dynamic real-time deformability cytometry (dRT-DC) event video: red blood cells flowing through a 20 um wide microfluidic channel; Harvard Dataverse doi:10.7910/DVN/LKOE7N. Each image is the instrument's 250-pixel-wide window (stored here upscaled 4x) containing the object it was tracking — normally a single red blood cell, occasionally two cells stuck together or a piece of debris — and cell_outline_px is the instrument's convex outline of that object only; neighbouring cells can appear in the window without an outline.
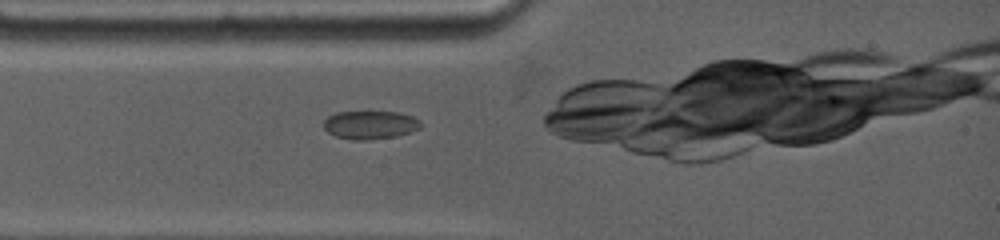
{"species": "common noctule bat (a hibernating species)", "species_latin": "Nyctalus noctula", "temperature_condition": "warm", "stored_images_in_passage": 26, "camera_frame_rate_fps": 4500, "um_per_image_px": 0.085, "animal": {"sex": "female", "body_mass_g": 19.0, "forearm_length_mm": 53.3}, "frame": {"image": 1, "passage_image": 1, "time_ms": 0.0, "image_size_px": [1000, 240], "cell_outline_px": [[424, 124], [420, 128], [396, 136], [368, 140], [352, 140], [336, 136], [328, 132], [324, 128], [324, 120], [328, 116], [336, 112], [396, 112], [412, 116], [420, 120]], "centroid_in_image_um": [31.47, 10.61], "position_along_channel_um": 53.5, "area_um2": 16.01}}
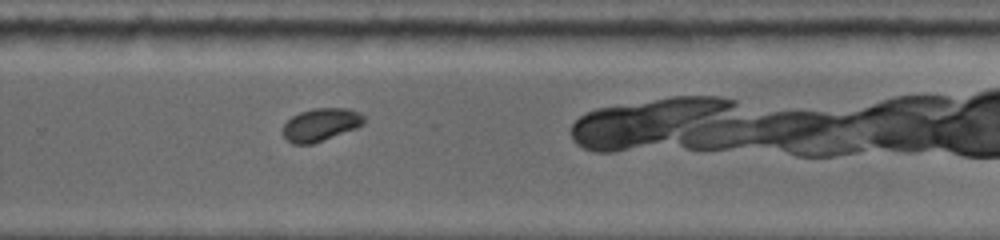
{"frame": {"image": 2, "passage_image": 15, "time_ms": 6.667, "image_size_px": [1000, 240], "cell_outline_px": [[364, 124], [356, 128], [312, 144], [292, 144], [284, 136], [284, 124], [292, 116], [300, 112], [316, 108], [348, 108], [360, 112], [364, 116]], "centroid_in_image_um": [27.29, 10.59], "position_along_channel_um": 302.5, "area_um2": 15.37}}
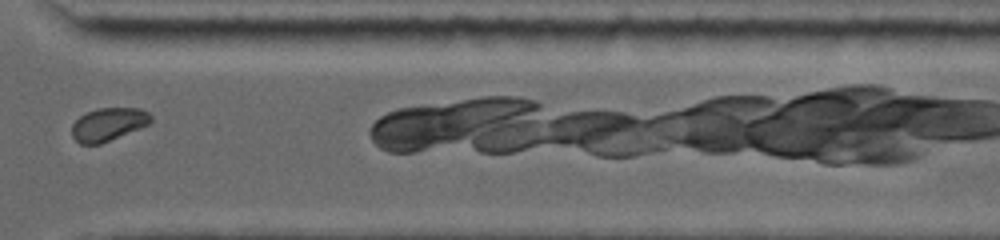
{"frame": {"image": 3, "passage_image": 19, "time_ms": 8.222, "image_size_px": [1000, 240], "cell_outline_px": [[152, 120], [148, 124], [140, 128], [100, 144], [80, 144], [72, 136], [72, 124], [84, 112], [100, 108], [140, 108], [148, 112], [152, 116]], "centroid_in_image_um": [9.2, 10.56], "position_along_channel_um": 361.4, "area_um2": 15.2}}